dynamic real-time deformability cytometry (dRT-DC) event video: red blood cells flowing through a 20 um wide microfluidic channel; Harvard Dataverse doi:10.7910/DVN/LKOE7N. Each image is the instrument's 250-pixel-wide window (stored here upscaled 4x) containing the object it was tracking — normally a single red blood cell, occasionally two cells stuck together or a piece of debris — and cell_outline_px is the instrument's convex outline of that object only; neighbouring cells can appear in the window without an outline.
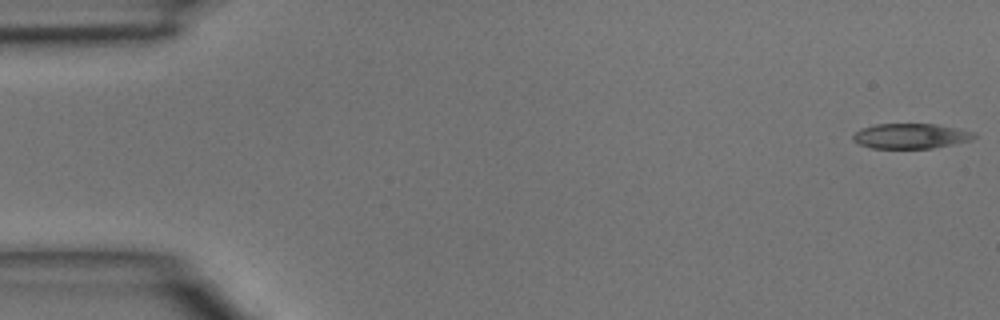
{"species": "common noctule bat (a hibernating species)", "species_latin": "Nyctalus noctula", "temperature_condition": "room temperature", "stored_images_in_passage": 45, "camera_frame_rate_fps": 3000, "um_per_image_px": 0.085, "animal": {"sex": "male", "body_mass_g": 15.6}, "frame": {"image": 1, "passage_image": 1, "time_ms": 0.0, "image_size_px": [1000, 320], "cell_outline_px": [[976, 136], [972, 140], [932, 148], [872, 148], [860, 144], [852, 140], [852, 136], [860, 128], [876, 124], [936, 124], [976, 132]], "centroid_in_image_um": [77.41, 11.56], "position_along_channel_um": 7.6, "area_um2": 17.69}}
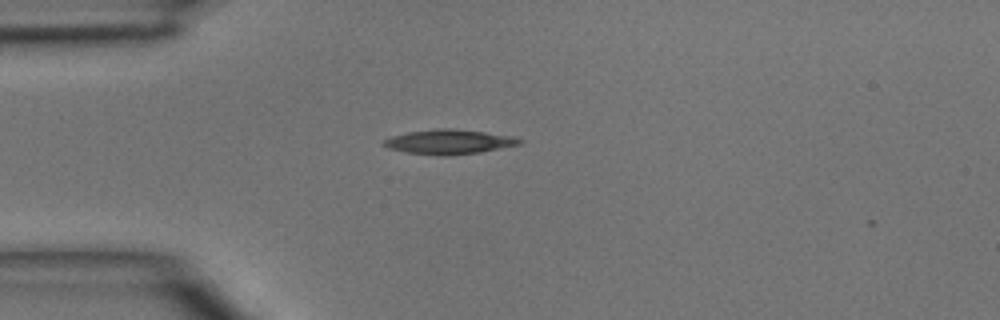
{"frame": {"image": 2, "passage_image": 12, "time_ms": 3.667, "image_size_px": [1000, 320], "cell_outline_px": [[524, 140], [520, 144], [480, 152], [448, 156], [440, 156], [408, 152], [388, 148], [380, 144], [384, 140], [392, 136], [408, 132], [440, 128], [452, 128], [484, 132], [512, 136]], "centroid_in_image_um": [38.16, 12.06], "position_along_channel_um": 46.8, "area_um2": 19.36}}
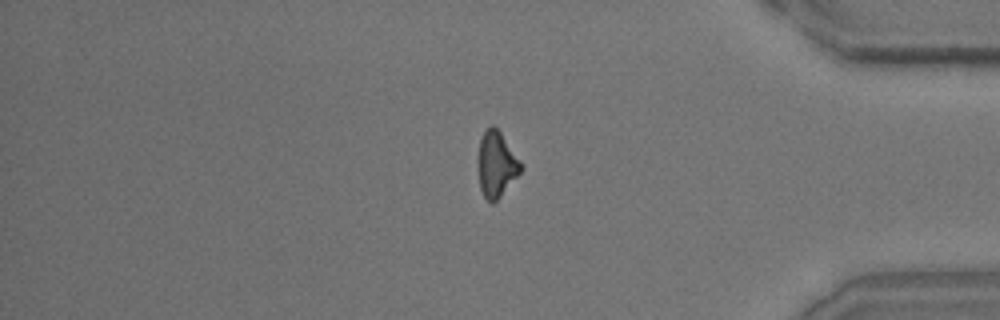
{"frame": {"image": 3, "passage_image": 39, "time_ms": 12.667, "image_size_px": [1000, 320], "cell_outline_px": [[524, 168], [500, 196], [492, 204], [484, 196], [480, 188], [480, 140], [484, 132], [492, 124], [500, 132], [524, 164]], "centroid_in_image_um": [42.26, 13.96], "position_along_channel_um": 392.9, "area_um2": 15.84}}